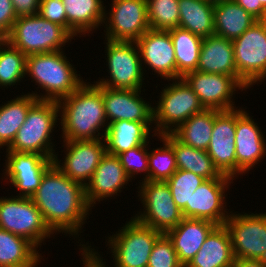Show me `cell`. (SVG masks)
Here are the masks:
<instances>
[{
  "mask_svg": "<svg viewBox=\"0 0 266 267\" xmlns=\"http://www.w3.org/2000/svg\"><path fill=\"white\" fill-rule=\"evenodd\" d=\"M262 4V6L266 9V0H258Z\"/></svg>",
  "mask_w": 266,
  "mask_h": 267,
  "instance_id": "obj_49",
  "label": "cell"
},
{
  "mask_svg": "<svg viewBox=\"0 0 266 267\" xmlns=\"http://www.w3.org/2000/svg\"><path fill=\"white\" fill-rule=\"evenodd\" d=\"M205 180L193 172L177 169L165 182L170 188L173 201L182 210L186 204H190L193 192Z\"/></svg>",
  "mask_w": 266,
  "mask_h": 267,
  "instance_id": "obj_38",
  "label": "cell"
},
{
  "mask_svg": "<svg viewBox=\"0 0 266 267\" xmlns=\"http://www.w3.org/2000/svg\"><path fill=\"white\" fill-rule=\"evenodd\" d=\"M15 14L18 17L38 14L40 0H11Z\"/></svg>",
  "mask_w": 266,
  "mask_h": 267,
  "instance_id": "obj_43",
  "label": "cell"
},
{
  "mask_svg": "<svg viewBox=\"0 0 266 267\" xmlns=\"http://www.w3.org/2000/svg\"><path fill=\"white\" fill-rule=\"evenodd\" d=\"M150 29L169 30L179 24V0H146Z\"/></svg>",
  "mask_w": 266,
  "mask_h": 267,
  "instance_id": "obj_37",
  "label": "cell"
},
{
  "mask_svg": "<svg viewBox=\"0 0 266 267\" xmlns=\"http://www.w3.org/2000/svg\"><path fill=\"white\" fill-rule=\"evenodd\" d=\"M183 79L198 96L205 109H236L238 106L234 105L233 94L240 89L241 92L248 89L237 76L226 74L203 73L196 70L187 73Z\"/></svg>",
  "mask_w": 266,
  "mask_h": 267,
  "instance_id": "obj_14",
  "label": "cell"
},
{
  "mask_svg": "<svg viewBox=\"0 0 266 267\" xmlns=\"http://www.w3.org/2000/svg\"><path fill=\"white\" fill-rule=\"evenodd\" d=\"M38 101L32 94L16 96L0 106V149L9 147L26 120L29 109Z\"/></svg>",
  "mask_w": 266,
  "mask_h": 267,
  "instance_id": "obj_31",
  "label": "cell"
},
{
  "mask_svg": "<svg viewBox=\"0 0 266 267\" xmlns=\"http://www.w3.org/2000/svg\"><path fill=\"white\" fill-rule=\"evenodd\" d=\"M105 11V40L136 42L148 29L146 0H112Z\"/></svg>",
  "mask_w": 266,
  "mask_h": 267,
  "instance_id": "obj_13",
  "label": "cell"
},
{
  "mask_svg": "<svg viewBox=\"0 0 266 267\" xmlns=\"http://www.w3.org/2000/svg\"><path fill=\"white\" fill-rule=\"evenodd\" d=\"M197 71L237 76L232 40L216 34L203 38Z\"/></svg>",
  "mask_w": 266,
  "mask_h": 267,
  "instance_id": "obj_24",
  "label": "cell"
},
{
  "mask_svg": "<svg viewBox=\"0 0 266 267\" xmlns=\"http://www.w3.org/2000/svg\"><path fill=\"white\" fill-rule=\"evenodd\" d=\"M236 109L221 111L214 119V126L207 153L214 166L223 175L237 177L235 150Z\"/></svg>",
  "mask_w": 266,
  "mask_h": 267,
  "instance_id": "obj_18",
  "label": "cell"
},
{
  "mask_svg": "<svg viewBox=\"0 0 266 267\" xmlns=\"http://www.w3.org/2000/svg\"><path fill=\"white\" fill-rule=\"evenodd\" d=\"M26 55L7 41L0 47V87L11 88L26 77ZM23 78V79H22ZM3 87V88H2Z\"/></svg>",
  "mask_w": 266,
  "mask_h": 267,
  "instance_id": "obj_35",
  "label": "cell"
},
{
  "mask_svg": "<svg viewBox=\"0 0 266 267\" xmlns=\"http://www.w3.org/2000/svg\"><path fill=\"white\" fill-rule=\"evenodd\" d=\"M178 27L202 38L214 34V5L204 0H179Z\"/></svg>",
  "mask_w": 266,
  "mask_h": 267,
  "instance_id": "obj_32",
  "label": "cell"
},
{
  "mask_svg": "<svg viewBox=\"0 0 266 267\" xmlns=\"http://www.w3.org/2000/svg\"><path fill=\"white\" fill-rule=\"evenodd\" d=\"M147 267H183L177 258L172 241L165 233L156 240Z\"/></svg>",
  "mask_w": 266,
  "mask_h": 267,
  "instance_id": "obj_40",
  "label": "cell"
},
{
  "mask_svg": "<svg viewBox=\"0 0 266 267\" xmlns=\"http://www.w3.org/2000/svg\"><path fill=\"white\" fill-rule=\"evenodd\" d=\"M161 136L173 147L177 169L193 172L205 179L231 178L219 172L207 151L180 142L172 133Z\"/></svg>",
  "mask_w": 266,
  "mask_h": 267,
  "instance_id": "obj_28",
  "label": "cell"
},
{
  "mask_svg": "<svg viewBox=\"0 0 266 267\" xmlns=\"http://www.w3.org/2000/svg\"><path fill=\"white\" fill-rule=\"evenodd\" d=\"M64 8L62 0H40L38 15L67 30V16Z\"/></svg>",
  "mask_w": 266,
  "mask_h": 267,
  "instance_id": "obj_41",
  "label": "cell"
},
{
  "mask_svg": "<svg viewBox=\"0 0 266 267\" xmlns=\"http://www.w3.org/2000/svg\"><path fill=\"white\" fill-rule=\"evenodd\" d=\"M257 20H266V9L258 0H234Z\"/></svg>",
  "mask_w": 266,
  "mask_h": 267,
  "instance_id": "obj_45",
  "label": "cell"
},
{
  "mask_svg": "<svg viewBox=\"0 0 266 267\" xmlns=\"http://www.w3.org/2000/svg\"><path fill=\"white\" fill-rule=\"evenodd\" d=\"M57 103L63 141L104 138L109 124L106 122L102 86L84 82Z\"/></svg>",
  "mask_w": 266,
  "mask_h": 267,
  "instance_id": "obj_2",
  "label": "cell"
},
{
  "mask_svg": "<svg viewBox=\"0 0 266 267\" xmlns=\"http://www.w3.org/2000/svg\"><path fill=\"white\" fill-rule=\"evenodd\" d=\"M5 41H6V37L0 34V47L3 45Z\"/></svg>",
  "mask_w": 266,
  "mask_h": 267,
  "instance_id": "obj_48",
  "label": "cell"
},
{
  "mask_svg": "<svg viewBox=\"0 0 266 267\" xmlns=\"http://www.w3.org/2000/svg\"><path fill=\"white\" fill-rule=\"evenodd\" d=\"M237 77L247 87L266 78V20H258L232 40Z\"/></svg>",
  "mask_w": 266,
  "mask_h": 267,
  "instance_id": "obj_10",
  "label": "cell"
},
{
  "mask_svg": "<svg viewBox=\"0 0 266 267\" xmlns=\"http://www.w3.org/2000/svg\"><path fill=\"white\" fill-rule=\"evenodd\" d=\"M58 117L57 101L38 100L29 109L25 122L17 131L11 145L5 150L37 153L53 160L57 152L54 150L51 137Z\"/></svg>",
  "mask_w": 266,
  "mask_h": 267,
  "instance_id": "obj_4",
  "label": "cell"
},
{
  "mask_svg": "<svg viewBox=\"0 0 266 267\" xmlns=\"http://www.w3.org/2000/svg\"><path fill=\"white\" fill-rule=\"evenodd\" d=\"M175 49L176 79L197 70L203 38L180 27L168 30Z\"/></svg>",
  "mask_w": 266,
  "mask_h": 267,
  "instance_id": "obj_33",
  "label": "cell"
},
{
  "mask_svg": "<svg viewBox=\"0 0 266 267\" xmlns=\"http://www.w3.org/2000/svg\"><path fill=\"white\" fill-rule=\"evenodd\" d=\"M69 62L63 50L27 55L26 76L35 81L45 94L31 92L38 100L59 101L71 95L85 81L74 65Z\"/></svg>",
  "mask_w": 266,
  "mask_h": 267,
  "instance_id": "obj_3",
  "label": "cell"
},
{
  "mask_svg": "<svg viewBox=\"0 0 266 267\" xmlns=\"http://www.w3.org/2000/svg\"><path fill=\"white\" fill-rule=\"evenodd\" d=\"M256 21L234 0L214 5V34L229 40L238 38Z\"/></svg>",
  "mask_w": 266,
  "mask_h": 267,
  "instance_id": "obj_30",
  "label": "cell"
},
{
  "mask_svg": "<svg viewBox=\"0 0 266 267\" xmlns=\"http://www.w3.org/2000/svg\"><path fill=\"white\" fill-rule=\"evenodd\" d=\"M42 258L30 241L0 228V267H36Z\"/></svg>",
  "mask_w": 266,
  "mask_h": 267,
  "instance_id": "obj_29",
  "label": "cell"
},
{
  "mask_svg": "<svg viewBox=\"0 0 266 267\" xmlns=\"http://www.w3.org/2000/svg\"><path fill=\"white\" fill-rule=\"evenodd\" d=\"M3 177L20 193L17 196L31 197L38 189L44 173L54 164L53 160L37 153L6 150ZM5 171V172H4Z\"/></svg>",
  "mask_w": 266,
  "mask_h": 267,
  "instance_id": "obj_17",
  "label": "cell"
},
{
  "mask_svg": "<svg viewBox=\"0 0 266 267\" xmlns=\"http://www.w3.org/2000/svg\"><path fill=\"white\" fill-rule=\"evenodd\" d=\"M141 92V90L102 87V98L108 124L120 120L154 122L153 105L142 98Z\"/></svg>",
  "mask_w": 266,
  "mask_h": 267,
  "instance_id": "obj_21",
  "label": "cell"
},
{
  "mask_svg": "<svg viewBox=\"0 0 266 267\" xmlns=\"http://www.w3.org/2000/svg\"><path fill=\"white\" fill-rule=\"evenodd\" d=\"M62 1L67 16V31L73 37L87 36L86 33L92 34L93 30L104 25L106 7L103 0Z\"/></svg>",
  "mask_w": 266,
  "mask_h": 267,
  "instance_id": "obj_26",
  "label": "cell"
},
{
  "mask_svg": "<svg viewBox=\"0 0 266 267\" xmlns=\"http://www.w3.org/2000/svg\"><path fill=\"white\" fill-rule=\"evenodd\" d=\"M64 161L55 154L53 163L72 181L88 184L106 153L104 139L63 141ZM62 161V162H61Z\"/></svg>",
  "mask_w": 266,
  "mask_h": 267,
  "instance_id": "obj_15",
  "label": "cell"
},
{
  "mask_svg": "<svg viewBox=\"0 0 266 267\" xmlns=\"http://www.w3.org/2000/svg\"><path fill=\"white\" fill-rule=\"evenodd\" d=\"M216 109H204L183 122L172 134L182 143L206 151L214 126V119L220 113Z\"/></svg>",
  "mask_w": 266,
  "mask_h": 267,
  "instance_id": "obj_34",
  "label": "cell"
},
{
  "mask_svg": "<svg viewBox=\"0 0 266 267\" xmlns=\"http://www.w3.org/2000/svg\"><path fill=\"white\" fill-rule=\"evenodd\" d=\"M73 36L61 25L34 16L18 17L6 41L26 56L63 50ZM70 40V41H69Z\"/></svg>",
  "mask_w": 266,
  "mask_h": 267,
  "instance_id": "obj_5",
  "label": "cell"
},
{
  "mask_svg": "<svg viewBox=\"0 0 266 267\" xmlns=\"http://www.w3.org/2000/svg\"><path fill=\"white\" fill-rule=\"evenodd\" d=\"M172 82L163 87L159 101L153 106L155 129L152 137L174 132L192 115L205 109L183 78L173 79Z\"/></svg>",
  "mask_w": 266,
  "mask_h": 267,
  "instance_id": "obj_6",
  "label": "cell"
},
{
  "mask_svg": "<svg viewBox=\"0 0 266 267\" xmlns=\"http://www.w3.org/2000/svg\"><path fill=\"white\" fill-rule=\"evenodd\" d=\"M138 186L143 211L133 216L138 222L162 233L176 227L184 218L173 201L169 186L164 181H142Z\"/></svg>",
  "mask_w": 266,
  "mask_h": 267,
  "instance_id": "obj_11",
  "label": "cell"
},
{
  "mask_svg": "<svg viewBox=\"0 0 266 267\" xmlns=\"http://www.w3.org/2000/svg\"><path fill=\"white\" fill-rule=\"evenodd\" d=\"M216 226L215 223L204 219L183 218L176 227L165 233L172 241L177 258L183 267L190 263Z\"/></svg>",
  "mask_w": 266,
  "mask_h": 267,
  "instance_id": "obj_23",
  "label": "cell"
},
{
  "mask_svg": "<svg viewBox=\"0 0 266 267\" xmlns=\"http://www.w3.org/2000/svg\"><path fill=\"white\" fill-rule=\"evenodd\" d=\"M232 267H266V261L235 259Z\"/></svg>",
  "mask_w": 266,
  "mask_h": 267,
  "instance_id": "obj_46",
  "label": "cell"
},
{
  "mask_svg": "<svg viewBox=\"0 0 266 267\" xmlns=\"http://www.w3.org/2000/svg\"><path fill=\"white\" fill-rule=\"evenodd\" d=\"M132 182L126 174L119 158L105 153L99 165L95 169L92 178L85 186V197L88 205L92 208L95 204L105 199H112L121 193ZM98 202V203H96Z\"/></svg>",
  "mask_w": 266,
  "mask_h": 267,
  "instance_id": "obj_22",
  "label": "cell"
},
{
  "mask_svg": "<svg viewBox=\"0 0 266 267\" xmlns=\"http://www.w3.org/2000/svg\"><path fill=\"white\" fill-rule=\"evenodd\" d=\"M83 266H84V267H89L85 262L83 263Z\"/></svg>",
  "mask_w": 266,
  "mask_h": 267,
  "instance_id": "obj_50",
  "label": "cell"
},
{
  "mask_svg": "<svg viewBox=\"0 0 266 267\" xmlns=\"http://www.w3.org/2000/svg\"><path fill=\"white\" fill-rule=\"evenodd\" d=\"M16 19L12 1L0 0V34L7 37Z\"/></svg>",
  "mask_w": 266,
  "mask_h": 267,
  "instance_id": "obj_42",
  "label": "cell"
},
{
  "mask_svg": "<svg viewBox=\"0 0 266 267\" xmlns=\"http://www.w3.org/2000/svg\"><path fill=\"white\" fill-rule=\"evenodd\" d=\"M204 1L207 2V3H210L212 5H216V4L228 1V0H204Z\"/></svg>",
  "mask_w": 266,
  "mask_h": 267,
  "instance_id": "obj_47",
  "label": "cell"
},
{
  "mask_svg": "<svg viewBox=\"0 0 266 267\" xmlns=\"http://www.w3.org/2000/svg\"><path fill=\"white\" fill-rule=\"evenodd\" d=\"M233 180V178H215L203 181L193 192L190 204H186L181 210L183 217L204 219L216 225H224L231 213L226 209L225 193L230 189Z\"/></svg>",
  "mask_w": 266,
  "mask_h": 267,
  "instance_id": "obj_16",
  "label": "cell"
},
{
  "mask_svg": "<svg viewBox=\"0 0 266 267\" xmlns=\"http://www.w3.org/2000/svg\"><path fill=\"white\" fill-rule=\"evenodd\" d=\"M80 252L82 255V261L85 262L89 267H106V262H103L102 256L95 251L96 249L91 248L86 242L85 244H81L80 242ZM108 267V266H107Z\"/></svg>",
  "mask_w": 266,
  "mask_h": 267,
  "instance_id": "obj_44",
  "label": "cell"
},
{
  "mask_svg": "<svg viewBox=\"0 0 266 267\" xmlns=\"http://www.w3.org/2000/svg\"><path fill=\"white\" fill-rule=\"evenodd\" d=\"M234 261L229 232L217 225L186 267H232Z\"/></svg>",
  "mask_w": 266,
  "mask_h": 267,
  "instance_id": "obj_27",
  "label": "cell"
},
{
  "mask_svg": "<svg viewBox=\"0 0 266 267\" xmlns=\"http://www.w3.org/2000/svg\"><path fill=\"white\" fill-rule=\"evenodd\" d=\"M149 141L117 155L128 177L133 179L136 175L144 173L140 181H148V153ZM146 174V175H145Z\"/></svg>",
  "mask_w": 266,
  "mask_h": 267,
  "instance_id": "obj_39",
  "label": "cell"
},
{
  "mask_svg": "<svg viewBox=\"0 0 266 267\" xmlns=\"http://www.w3.org/2000/svg\"><path fill=\"white\" fill-rule=\"evenodd\" d=\"M154 122L120 120L108 125L104 135L106 153L117 156L131 148L143 145L150 139ZM153 127V128H151Z\"/></svg>",
  "mask_w": 266,
  "mask_h": 267,
  "instance_id": "obj_25",
  "label": "cell"
},
{
  "mask_svg": "<svg viewBox=\"0 0 266 267\" xmlns=\"http://www.w3.org/2000/svg\"><path fill=\"white\" fill-rule=\"evenodd\" d=\"M143 71L152 69L162 79H176L175 49L168 30L148 29L137 41ZM147 65V66H146Z\"/></svg>",
  "mask_w": 266,
  "mask_h": 267,
  "instance_id": "obj_19",
  "label": "cell"
},
{
  "mask_svg": "<svg viewBox=\"0 0 266 267\" xmlns=\"http://www.w3.org/2000/svg\"><path fill=\"white\" fill-rule=\"evenodd\" d=\"M162 234L131 217L116 234L107 236L114 266L147 267L152 248Z\"/></svg>",
  "mask_w": 266,
  "mask_h": 267,
  "instance_id": "obj_7",
  "label": "cell"
},
{
  "mask_svg": "<svg viewBox=\"0 0 266 267\" xmlns=\"http://www.w3.org/2000/svg\"><path fill=\"white\" fill-rule=\"evenodd\" d=\"M235 259L266 261V212L233 213L225 222Z\"/></svg>",
  "mask_w": 266,
  "mask_h": 267,
  "instance_id": "obj_12",
  "label": "cell"
},
{
  "mask_svg": "<svg viewBox=\"0 0 266 267\" xmlns=\"http://www.w3.org/2000/svg\"><path fill=\"white\" fill-rule=\"evenodd\" d=\"M163 146L152 148L148 153V181H166L177 170L176 156L173 147L162 137Z\"/></svg>",
  "mask_w": 266,
  "mask_h": 267,
  "instance_id": "obj_36",
  "label": "cell"
},
{
  "mask_svg": "<svg viewBox=\"0 0 266 267\" xmlns=\"http://www.w3.org/2000/svg\"><path fill=\"white\" fill-rule=\"evenodd\" d=\"M31 199L53 233L76 238L92 210L86 201L85 187L72 181L55 164L44 173Z\"/></svg>",
  "mask_w": 266,
  "mask_h": 267,
  "instance_id": "obj_1",
  "label": "cell"
},
{
  "mask_svg": "<svg viewBox=\"0 0 266 267\" xmlns=\"http://www.w3.org/2000/svg\"><path fill=\"white\" fill-rule=\"evenodd\" d=\"M0 228L27 239L36 248L54 234L31 197H0Z\"/></svg>",
  "mask_w": 266,
  "mask_h": 267,
  "instance_id": "obj_8",
  "label": "cell"
},
{
  "mask_svg": "<svg viewBox=\"0 0 266 267\" xmlns=\"http://www.w3.org/2000/svg\"><path fill=\"white\" fill-rule=\"evenodd\" d=\"M240 107L236 108L235 150L237 177L256 166L266 156V140L253 117ZM256 164V165H255Z\"/></svg>",
  "mask_w": 266,
  "mask_h": 267,
  "instance_id": "obj_20",
  "label": "cell"
},
{
  "mask_svg": "<svg viewBox=\"0 0 266 267\" xmlns=\"http://www.w3.org/2000/svg\"><path fill=\"white\" fill-rule=\"evenodd\" d=\"M106 66L110 76L94 81L97 85L110 89L142 90L145 73L139 48L134 41L106 40ZM144 76V77H143ZM110 77V78H109Z\"/></svg>",
  "mask_w": 266,
  "mask_h": 267,
  "instance_id": "obj_9",
  "label": "cell"
}]
</instances>
